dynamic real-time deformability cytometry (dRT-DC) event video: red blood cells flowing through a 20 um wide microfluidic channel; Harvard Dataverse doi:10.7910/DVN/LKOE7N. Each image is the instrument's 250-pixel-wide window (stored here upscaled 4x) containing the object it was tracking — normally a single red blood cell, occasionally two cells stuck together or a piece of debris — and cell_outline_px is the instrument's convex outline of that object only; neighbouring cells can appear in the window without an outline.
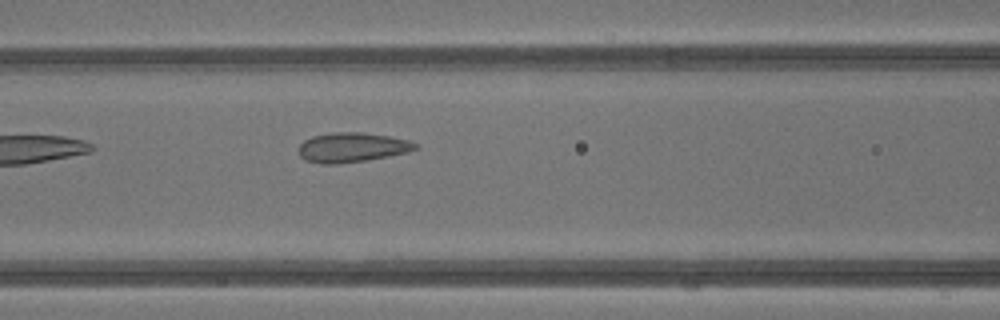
{"species": "common noctule bat (a hibernating species)", "species_latin": "Nyctalus noctula", "temperature_condition": "warm", "stored_images_in_passage": 8, "camera_frame_rate_fps": 3000, "um_per_image_px": 0.085, "animal": {"sex": "male", "body_mass_g": 13.3}, "frame": {"image": 1, "passage_image": 5, "time_ms": 1.333, "image_size_px": [1000, 320], "cell_outline_px": [[420, 148], [408, 152], [388, 156], [364, 160], [336, 164], [320, 164], [304, 160], [300, 156], [300, 144], [304, 140], [312, 136], [332, 132], [364, 132], [388, 136], [408, 140], [420, 144]], "centroid_in_image_um": [29.94, 12.52], "position_along_channel_um": 136.7, "area_um2": 20.23}}